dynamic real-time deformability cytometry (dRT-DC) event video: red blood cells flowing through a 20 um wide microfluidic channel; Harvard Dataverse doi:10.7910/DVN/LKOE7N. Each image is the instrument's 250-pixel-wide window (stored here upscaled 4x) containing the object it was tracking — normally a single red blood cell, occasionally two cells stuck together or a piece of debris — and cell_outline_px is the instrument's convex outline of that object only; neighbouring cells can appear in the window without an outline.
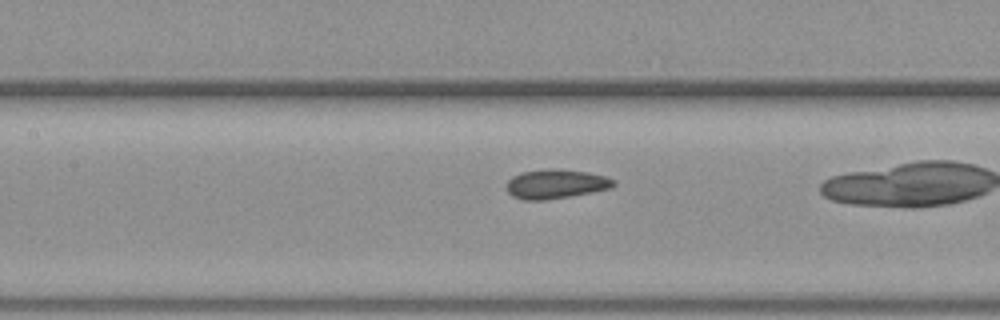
{"species": "common noctule bat (a hibernating species)", "species_latin": "Nyctalus noctula", "temperature_condition": "warm", "stored_images_in_passage": 24, "camera_frame_rate_fps": 3000, "um_per_image_px": 0.085, "animal": {"sex": "female", "body_mass_g": 19.3, "forearm_length_mm": 54.1}, "frame": {"image": 1, "passage_image": 8, "time_ms": 2.333, "image_size_px": [1000, 320], "cell_outline_px": [[616, 184], [612, 188], [592, 192], [544, 200], [524, 200], [512, 196], [508, 192], [508, 180], [512, 176], [520, 172], [548, 168], [556, 168], [588, 172], [604, 176], [616, 180]], "centroid_in_image_um": [47.25, 15.62], "position_along_channel_um": 160.1, "area_um2": 18.32}}
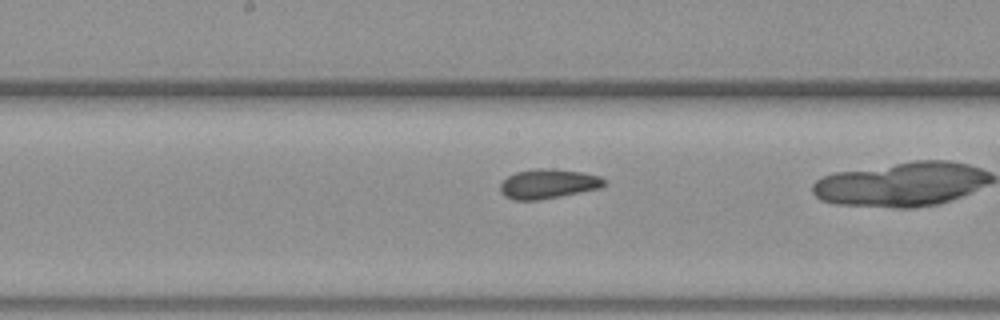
{"frame": {"image": 2, "passage_image": 11, "time_ms": 3.333, "image_size_px": [1000, 320], "cell_outline_px": [[608, 184], [600, 188], [540, 200], [512, 200], [504, 196], [500, 192], [500, 184], [508, 176], [516, 172], [536, 168], [552, 168], [580, 172], [600, 176], [608, 180]], "centroid_in_image_um": [46.61, 15.62], "position_along_channel_um": 201.6, "area_um2": 18.09}}